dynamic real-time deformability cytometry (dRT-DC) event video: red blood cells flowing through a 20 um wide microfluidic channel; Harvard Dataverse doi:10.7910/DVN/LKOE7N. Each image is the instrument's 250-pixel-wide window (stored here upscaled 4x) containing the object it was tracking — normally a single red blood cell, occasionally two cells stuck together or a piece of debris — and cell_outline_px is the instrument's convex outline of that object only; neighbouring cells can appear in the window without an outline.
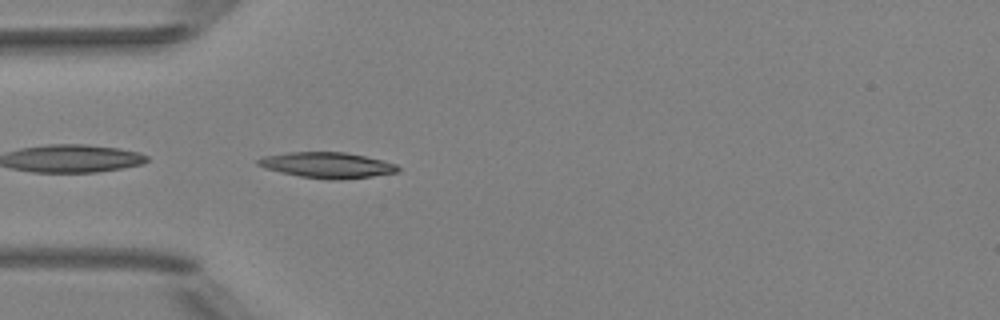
{"species": "Egyptian fruit bat (a non-hibernating species)", "species_latin": "Rousettus aegyptiacus", "temperature_condition": "room temperature", "stored_images_in_passage": 33, "camera_frame_rate_fps": 3000, "um_per_image_px": 0.085, "animal": {"sex": "female"}, "frame": {"image": 1, "passage_image": 1, "time_ms": 0.0, "image_size_px": [1000, 320], "cell_outline_px": [[400, 168], [396, 172], [372, 176], [332, 180], [300, 176], [264, 168], [256, 164], [256, 160], [264, 156], [288, 152], [344, 152], [384, 160], [396, 164]], "centroid_in_image_um": [27.79, 14.02], "position_along_channel_um": 57.2, "area_um2": 20.75}, "authors_computed_cell_mechanics": {"area_um2": 20.7502, "velocity_mm_per_s": 3.9808, "shape_relaxation_time_tau1_ms": null, "shape_relaxation_time_tau2_ms": 8.089, "deformation_change_tau1": null, "deformation_change_tau2": 0.2154}}